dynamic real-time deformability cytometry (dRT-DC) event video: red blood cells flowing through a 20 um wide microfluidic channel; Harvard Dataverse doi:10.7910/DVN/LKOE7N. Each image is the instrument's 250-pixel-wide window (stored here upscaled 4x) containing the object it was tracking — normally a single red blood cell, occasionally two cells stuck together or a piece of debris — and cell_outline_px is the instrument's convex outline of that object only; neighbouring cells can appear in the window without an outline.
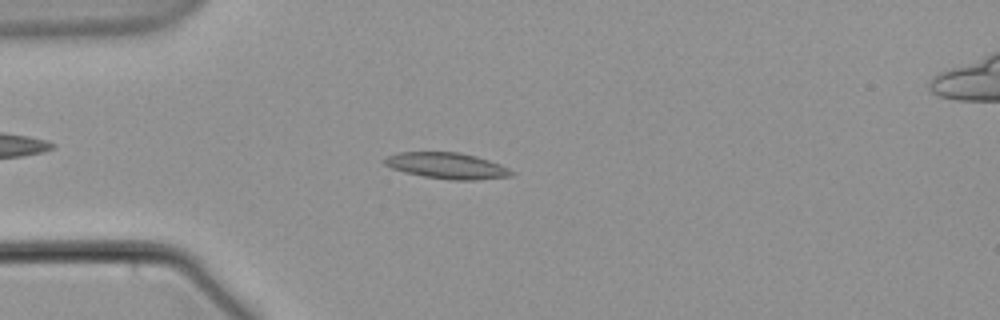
{"species": "common noctule bat (a hibernating species)", "species_latin": "Nyctalus noctula", "temperature_condition": "warm", "stored_images_in_passage": 5, "camera_frame_rate_fps": 3000, "um_per_image_px": 0.085, "animal": {"sex": "male", "body_mass_g": 21.5, "forearm_length_mm": 52.0}, "frame": {"image": 1, "passage_image": 4, "time_ms": 3.667, "image_size_px": [1000, 320], "cell_outline_px": [[516, 172], [512, 176], [476, 180], [452, 180], [424, 176], [404, 172], [392, 168], [384, 164], [380, 160], [384, 156], [396, 152], [460, 152], [476, 156], [500, 164]], "centroid_in_image_um": [37.95, 14.08], "position_along_channel_um": 47.0, "area_um2": 19.54}}